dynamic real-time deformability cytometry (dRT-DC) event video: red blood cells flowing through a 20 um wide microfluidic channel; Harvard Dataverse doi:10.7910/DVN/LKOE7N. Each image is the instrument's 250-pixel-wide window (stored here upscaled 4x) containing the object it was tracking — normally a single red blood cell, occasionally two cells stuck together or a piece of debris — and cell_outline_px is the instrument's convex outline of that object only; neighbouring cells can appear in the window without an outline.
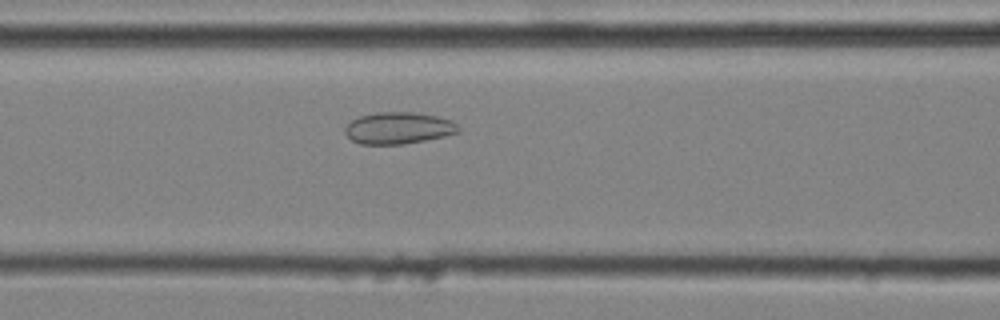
{"species": "common noctule bat (a hibernating species)", "species_latin": "Nyctalus noctula", "temperature_condition": "cold", "stored_images_in_passage": 39, "camera_frame_rate_fps": 3000, "um_per_image_px": 0.085, "animal": {"sex": "male", "body_mass_g": 20.4}, "frame": {"image": 1, "passage_image": 17, "time_ms": 5.333, "image_size_px": [1000, 320], "cell_outline_px": [[460, 132], [444, 136], [404, 144], [360, 144], [352, 140], [344, 132], [344, 128], [352, 120], [360, 116], [376, 112], [416, 112], [436, 116], [448, 120], [456, 124], [460, 128]], "centroid_in_image_um": [33.85, 10.88], "position_along_channel_um": 132.8, "area_um2": 20.87}}
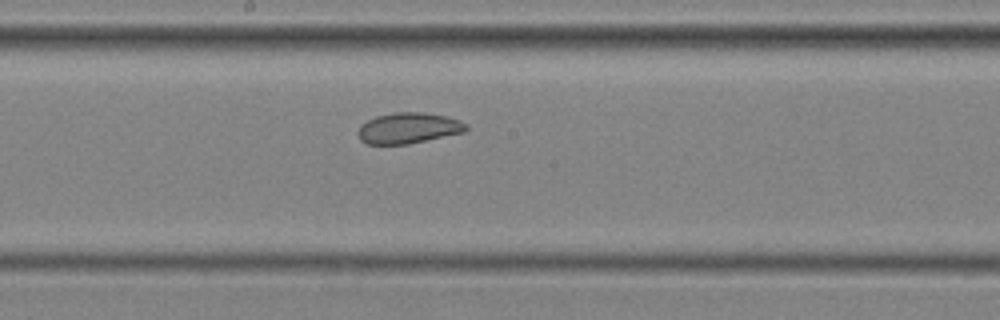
{"frame": {"image": 2, "passage_image": 23, "time_ms": 7.333, "image_size_px": [1000, 320], "cell_outline_px": [[468, 128], [464, 132], [408, 144], [368, 144], [360, 140], [356, 132], [360, 124], [376, 116], [396, 112], [424, 112], [448, 116], [460, 120], [468, 124]], "centroid_in_image_um": [34.71, 10.88], "position_along_channel_um": 213.5, "area_um2": 19.59}}
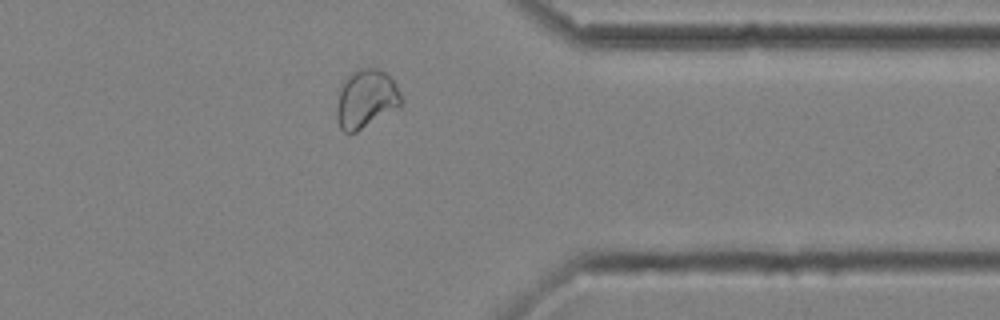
{"frame": {"image": 3, "passage_image": 36, "time_ms": 11.667, "image_size_px": [1000, 320], "cell_outline_px": [[400, 108], [356, 132], [344, 132], [340, 128], [336, 116], [336, 108], [340, 88], [348, 76], [352, 72], [360, 68], [376, 68], [384, 72], [396, 84], [400, 92]], "centroid_in_image_um": [31.11, 8.43], "position_along_channel_um": 380.3, "area_um2": 21.91}, "authors_computed_cell_mechanics": {"area_um2": 21.5594, "velocity_mm_per_s": 4.058, "shape_relaxation_time_tau1_ms": null, "shape_relaxation_time_tau2_ms": 1.351, "deformation_change_tau1": null, "deformation_change_tau2": 0.0576}}